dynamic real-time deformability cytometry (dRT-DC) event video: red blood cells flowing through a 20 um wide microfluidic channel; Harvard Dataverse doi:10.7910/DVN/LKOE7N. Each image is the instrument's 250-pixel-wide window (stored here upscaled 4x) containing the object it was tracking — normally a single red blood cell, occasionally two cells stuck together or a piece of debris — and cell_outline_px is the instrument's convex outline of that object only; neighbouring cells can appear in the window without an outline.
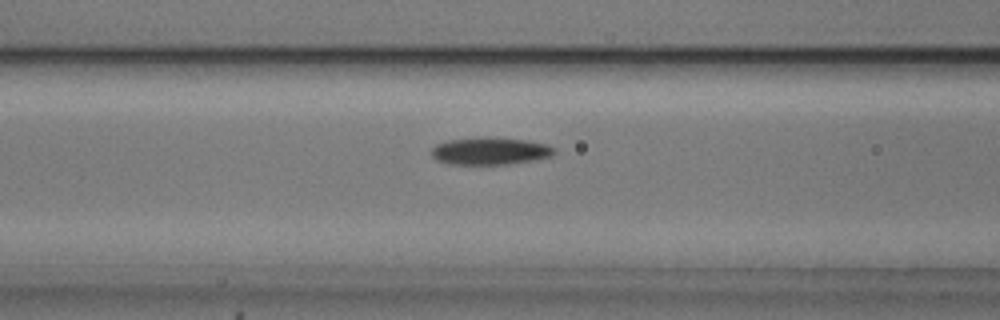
{"species": "common noctule bat (a hibernating species)", "species_latin": "Nyctalus noctula", "temperature_condition": "cold", "stored_images_in_passage": 34, "camera_frame_rate_fps": 3000, "um_per_image_px": 0.085, "animal": {"sex": "male", "body_mass_g": 20.5, "forearm_length_mm": 52.5}, "frame": {"image": 1, "passage_image": 6, "time_ms": 1.667, "image_size_px": [1000, 320], "cell_outline_px": [[556, 152], [552, 156], [532, 160], [508, 164], [448, 164], [436, 160], [432, 156], [432, 148], [436, 144], [448, 140], [480, 136], [484, 136], [528, 140], [548, 144], [556, 148]], "centroid_in_image_um": [41.67, 12.82], "position_along_channel_um": 124.9, "area_um2": 19.88}}
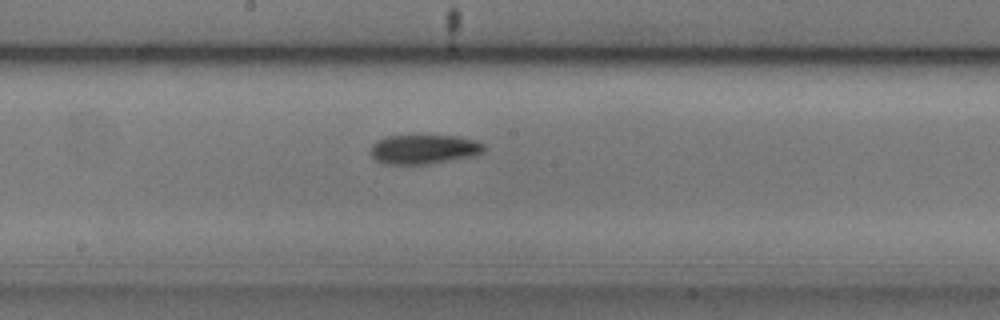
{"frame": {"image": 2, "passage_image": 13, "time_ms": 4.0, "image_size_px": [1000, 320], "cell_outline_px": [[484, 152], [476, 156], [428, 164], [384, 164], [376, 160], [372, 156], [372, 144], [376, 140], [388, 136], [456, 136], [472, 140], [484, 144]], "centroid_in_image_um": [36.04, 12.7], "position_along_channel_um": 212.2, "area_um2": 19.31}}
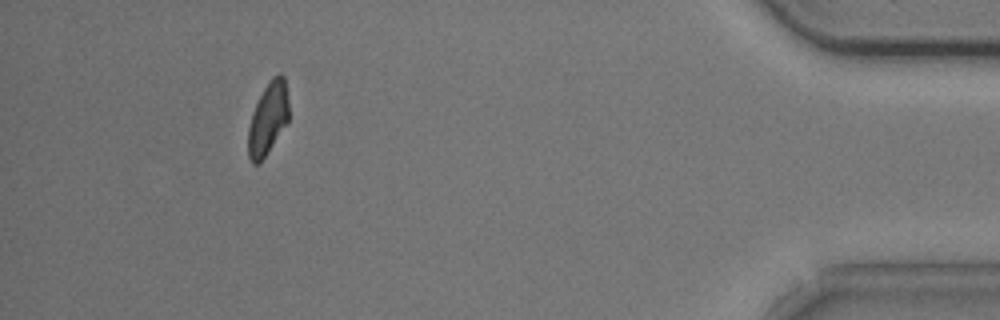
{"frame": {"image": 3, "passage_image": 34, "time_ms": 11.0, "image_size_px": [1000, 320], "cell_outline_px": [[288, 120], [264, 156], [256, 164], [252, 164], [248, 156], [248, 128], [252, 112], [264, 88], [272, 76], [280, 72], [284, 76], [288, 100]], "centroid_in_image_um": [22.76, 10.03], "position_along_channel_um": 412.4, "area_um2": 16.7}, "authors_computed_cell_mechanics": {"area_um2": 19.1607, "velocity_mm_per_s": 3.7361, "shape_relaxation_time_tau1_ms": 3.3594, "shape_relaxation_time_tau2_ms": null, "deformation_change_tau1": 0.134, "deformation_change_tau2": null}}